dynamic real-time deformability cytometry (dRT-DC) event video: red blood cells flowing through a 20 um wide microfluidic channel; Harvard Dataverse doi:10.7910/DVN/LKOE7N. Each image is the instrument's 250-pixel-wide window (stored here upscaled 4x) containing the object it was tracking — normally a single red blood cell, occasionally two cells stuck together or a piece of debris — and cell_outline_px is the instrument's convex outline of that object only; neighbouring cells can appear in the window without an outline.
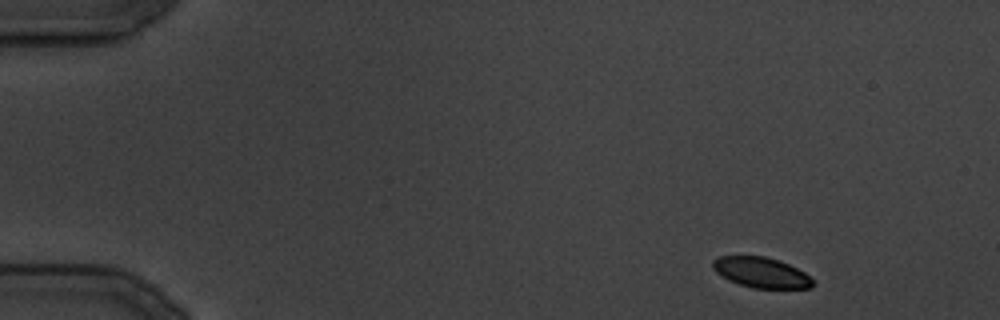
{"species": "common noctule bat (a hibernating species)", "species_latin": "Nyctalus noctula", "temperature_condition": "cold", "stored_images_in_passage": 31, "camera_frame_rate_fps": 3000, "um_per_image_px": 0.085, "animal": {"sex": "male", "body_mass_g": 19.5, "forearm_length_mm": 54.6}, "frame": {"image": 1, "passage_image": 1, "time_ms": 0.0, "image_size_px": [1000, 320], "cell_outline_px": [[816, 284], [812, 288], [752, 288], [728, 280], [716, 272], [712, 268], [712, 260], [720, 256], [764, 256], [788, 264], [804, 272]], "centroid_in_image_um": [64.69, 23.17], "position_along_channel_um": 20.3, "area_um2": 17.63}}
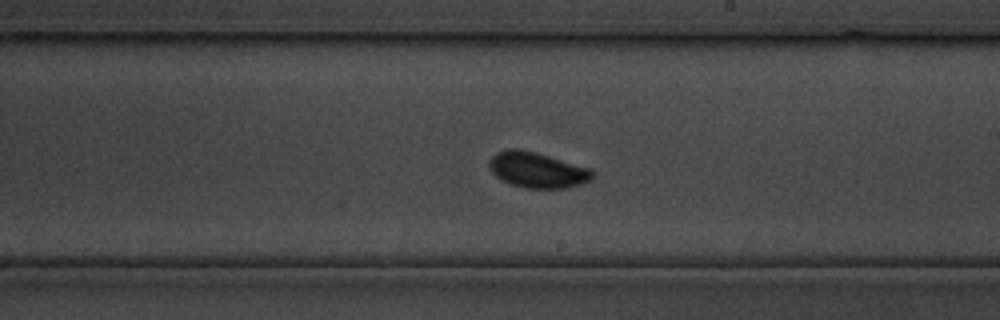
{"frame": {"image": 2, "passage_image": 18, "time_ms": 20.667, "image_size_px": [1000, 320], "cell_outline_px": [[592, 180], [580, 184], [564, 188], [528, 188], [512, 184], [500, 180], [492, 172], [488, 164], [488, 160], [496, 152], [508, 148], [520, 148], [536, 152], [592, 168]], "centroid_in_image_um": [45.65, 14.43], "position_along_channel_um": 243.4, "area_um2": 21.56}}
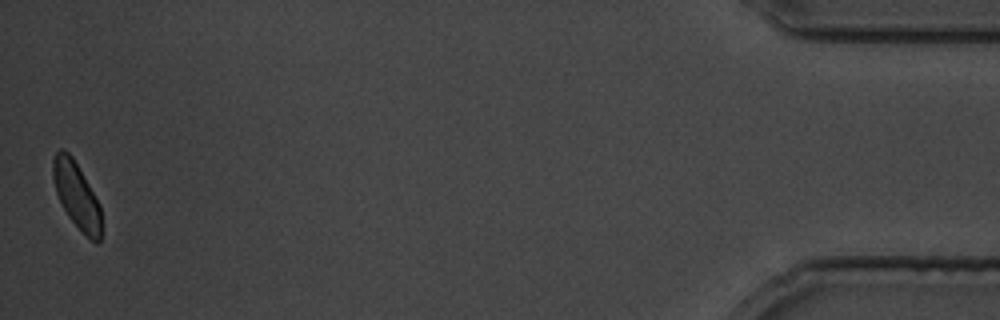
{"frame": {"image": 3, "passage_image": 31, "time_ms": 37.667, "image_size_px": [1000, 320], "cell_outline_px": [[100, 240], [96, 244], [68, 216], [56, 192], [52, 176], [52, 160], [56, 152], [60, 148], [64, 148], [72, 156], [100, 204]], "centroid_in_image_um": [6.48, 16.53], "position_along_channel_um": 428.7, "area_um2": 18.21}}